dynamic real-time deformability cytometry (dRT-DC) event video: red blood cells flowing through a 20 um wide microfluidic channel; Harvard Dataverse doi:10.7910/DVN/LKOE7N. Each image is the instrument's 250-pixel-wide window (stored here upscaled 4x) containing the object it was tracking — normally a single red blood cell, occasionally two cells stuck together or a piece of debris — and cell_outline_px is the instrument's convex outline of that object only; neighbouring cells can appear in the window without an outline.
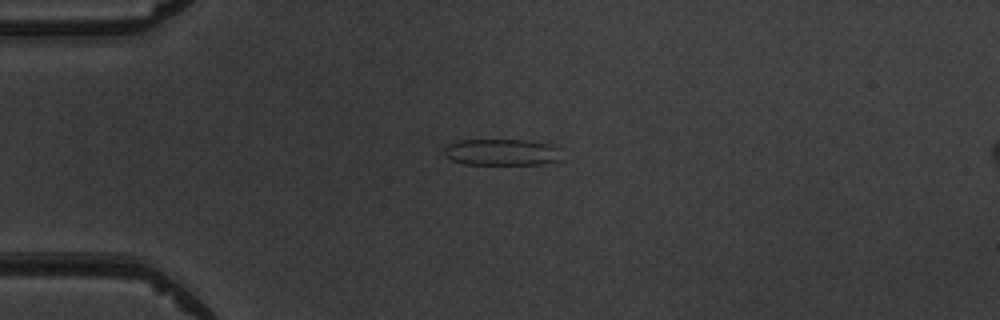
{"species": "common noctule bat (a hibernating species)", "species_latin": "Nyctalus noctula", "temperature_condition": "warm", "stored_images_in_passage": 2, "camera_frame_rate_fps": 3000, "um_per_image_px": 0.085, "animal": {"sex": "male", "body_mass_g": 19.5, "forearm_length_mm": 54.6}, "frame": {"image": 1, "passage_image": 1, "time_ms": 0.0, "image_size_px": [1000, 320], "cell_outline_px": [[560, 160], [540, 164], [464, 164], [452, 160], [444, 156], [444, 148], [448, 144], [456, 140], [528, 140], [556, 144]], "centroid_in_image_um": [42.62, 12.92], "position_along_channel_um": 42.4, "area_um2": 18.26}}